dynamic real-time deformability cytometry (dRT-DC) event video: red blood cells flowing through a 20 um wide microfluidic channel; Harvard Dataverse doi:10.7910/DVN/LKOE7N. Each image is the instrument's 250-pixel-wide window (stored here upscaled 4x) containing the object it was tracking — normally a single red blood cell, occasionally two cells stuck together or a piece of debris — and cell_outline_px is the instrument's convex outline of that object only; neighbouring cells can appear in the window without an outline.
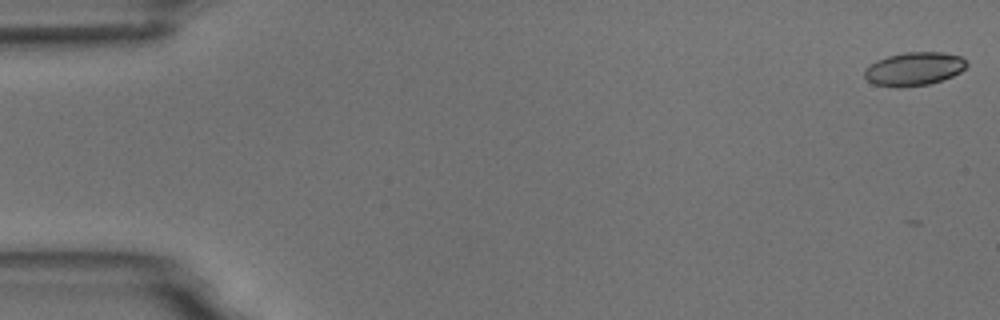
{"species": "common noctule bat (a hibernating species)", "species_latin": "Nyctalus noctula", "temperature_condition": "room temperature", "stored_images_in_passage": 9, "camera_frame_rate_fps": 3000, "um_per_image_px": 0.085, "animal": {"sex": "male", "body_mass_g": 18.8}, "frame": {"image": 1, "passage_image": 1, "time_ms": 0.0, "image_size_px": [1000, 320], "cell_outline_px": [[968, 64], [960, 72], [952, 76], [928, 84], [900, 88], [872, 84], [864, 76], [864, 72], [876, 60], [888, 56], [904, 52], [940, 52], [960, 56]], "centroid_in_image_um": [77.68, 5.86], "position_along_channel_um": 7.3, "area_um2": 19.71}}
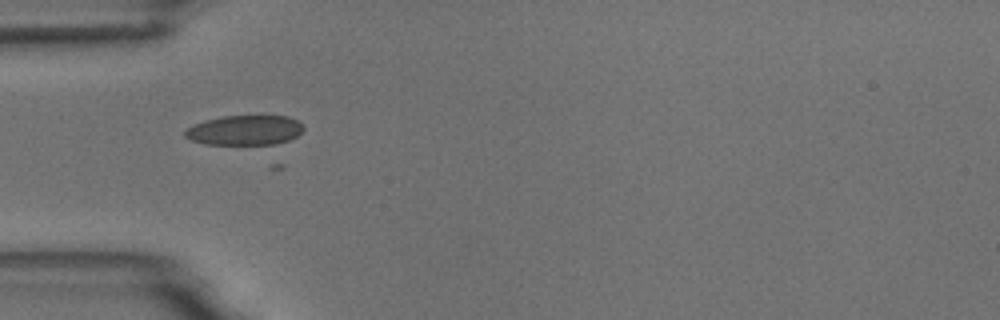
{"frame": {"image": 2, "passage_image": 5, "time_ms": 5.333, "image_size_px": [1000, 320], "cell_outline_px": [[304, 128], [296, 136], [288, 140], [276, 144], [204, 144], [192, 140], [184, 136], [184, 132], [188, 128], [204, 120], [224, 116], [288, 116], [296, 120]], "centroid_in_image_um": [20.79, 11.07], "position_along_channel_um": 64.2, "area_um2": 20.35}}
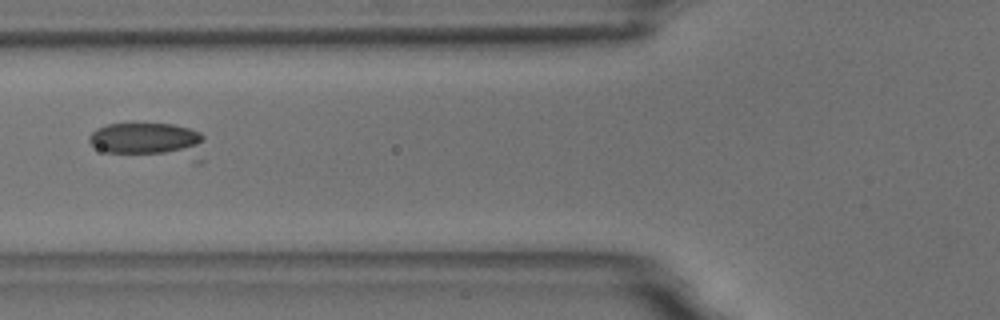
{"frame": {"image": 3, "passage_image": 6, "time_ms": 6.667, "image_size_px": [1000, 320], "cell_outline_px": [[204, 160], [200, 164], [192, 164], [104, 152], [92, 144], [88, 140], [88, 136], [96, 128], [108, 124], [172, 124], [188, 128], [200, 132], [204, 136]], "centroid_in_image_um": [12.84, 12.06], "position_along_channel_um": 113.0, "area_um2": 25.95}}